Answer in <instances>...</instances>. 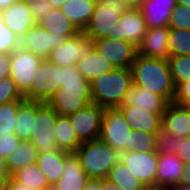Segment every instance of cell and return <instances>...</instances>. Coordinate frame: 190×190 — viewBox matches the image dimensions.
<instances>
[{
  "label": "cell",
  "mask_w": 190,
  "mask_h": 190,
  "mask_svg": "<svg viewBox=\"0 0 190 190\" xmlns=\"http://www.w3.org/2000/svg\"><path fill=\"white\" fill-rule=\"evenodd\" d=\"M60 88L47 102L58 115H68L93 103L90 82L77 65L59 67Z\"/></svg>",
  "instance_id": "6da1fadb"
},
{
  "label": "cell",
  "mask_w": 190,
  "mask_h": 190,
  "mask_svg": "<svg viewBox=\"0 0 190 190\" xmlns=\"http://www.w3.org/2000/svg\"><path fill=\"white\" fill-rule=\"evenodd\" d=\"M131 72L135 86L163 97L168 103L174 101L176 86L168 59L149 58L137 54Z\"/></svg>",
  "instance_id": "7a4b0ae2"
},
{
  "label": "cell",
  "mask_w": 190,
  "mask_h": 190,
  "mask_svg": "<svg viewBox=\"0 0 190 190\" xmlns=\"http://www.w3.org/2000/svg\"><path fill=\"white\" fill-rule=\"evenodd\" d=\"M133 84L131 69L114 68L90 82L93 103L107 108H118Z\"/></svg>",
  "instance_id": "3957f363"
},
{
  "label": "cell",
  "mask_w": 190,
  "mask_h": 190,
  "mask_svg": "<svg viewBox=\"0 0 190 190\" xmlns=\"http://www.w3.org/2000/svg\"><path fill=\"white\" fill-rule=\"evenodd\" d=\"M75 153L91 179L107 178L110 169L120 160V153L100 139L81 143Z\"/></svg>",
  "instance_id": "277c9868"
},
{
  "label": "cell",
  "mask_w": 190,
  "mask_h": 190,
  "mask_svg": "<svg viewBox=\"0 0 190 190\" xmlns=\"http://www.w3.org/2000/svg\"><path fill=\"white\" fill-rule=\"evenodd\" d=\"M131 6L124 0H97L93 14L82 33L90 40L114 39V28L121 15Z\"/></svg>",
  "instance_id": "5b68a950"
},
{
  "label": "cell",
  "mask_w": 190,
  "mask_h": 190,
  "mask_svg": "<svg viewBox=\"0 0 190 190\" xmlns=\"http://www.w3.org/2000/svg\"><path fill=\"white\" fill-rule=\"evenodd\" d=\"M58 113L46 102L36 101L32 134L29 141L38 154L58 150L54 134V124Z\"/></svg>",
  "instance_id": "8992f818"
},
{
  "label": "cell",
  "mask_w": 190,
  "mask_h": 190,
  "mask_svg": "<svg viewBox=\"0 0 190 190\" xmlns=\"http://www.w3.org/2000/svg\"><path fill=\"white\" fill-rule=\"evenodd\" d=\"M132 127L118 108H107L103 114L99 139L119 153L130 152Z\"/></svg>",
  "instance_id": "52a82bcc"
},
{
  "label": "cell",
  "mask_w": 190,
  "mask_h": 190,
  "mask_svg": "<svg viewBox=\"0 0 190 190\" xmlns=\"http://www.w3.org/2000/svg\"><path fill=\"white\" fill-rule=\"evenodd\" d=\"M42 59L21 46L10 54V78L22 96L31 89Z\"/></svg>",
  "instance_id": "ba28073f"
},
{
  "label": "cell",
  "mask_w": 190,
  "mask_h": 190,
  "mask_svg": "<svg viewBox=\"0 0 190 190\" xmlns=\"http://www.w3.org/2000/svg\"><path fill=\"white\" fill-rule=\"evenodd\" d=\"M104 112L105 108L90 103L67 115L80 144L99 139Z\"/></svg>",
  "instance_id": "9c48e42d"
},
{
  "label": "cell",
  "mask_w": 190,
  "mask_h": 190,
  "mask_svg": "<svg viewBox=\"0 0 190 190\" xmlns=\"http://www.w3.org/2000/svg\"><path fill=\"white\" fill-rule=\"evenodd\" d=\"M31 89L23 96L25 100L48 102L60 88L59 67L49 59H42Z\"/></svg>",
  "instance_id": "30bf717a"
},
{
  "label": "cell",
  "mask_w": 190,
  "mask_h": 190,
  "mask_svg": "<svg viewBox=\"0 0 190 190\" xmlns=\"http://www.w3.org/2000/svg\"><path fill=\"white\" fill-rule=\"evenodd\" d=\"M92 43L99 56L111 63L114 68L131 69L137 56V47L134 44L108 37L92 40Z\"/></svg>",
  "instance_id": "8fae6325"
},
{
  "label": "cell",
  "mask_w": 190,
  "mask_h": 190,
  "mask_svg": "<svg viewBox=\"0 0 190 190\" xmlns=\"http://www.w3.org/2000/svg\"><path fill=\"white\" fill-rule=\"evenodd\" d=\"M93 49L92 40L82 32L68 38L64 44L53 49L47 59L58 67L77 65Z\"/></svg>",
  "instance_id": "7c38bea8"
},
{
  "label": "cell",
  "mask_w": 190,
  "mask_h": 190,
  "mask_svg": "<svg viewBox=\"0 0 190 190\" xmlns=\"http://www.w3.org/2000/svg\"><path fill=\"white\" fill-rule=\"evenodd\" d=\"M147 29L141 9L131 6L116 22L114 39L131 42L137 47L146 34Z\"/></svg>",
  "instance_id": "4fadbf2b"
},
{
  "label": "cell",
  "mask_w": 190,
  "mask_h": 190,
  "mask_svg": "<svg viewBox=\"0 0 190 190\" xmlns=\"http://www.w3.org/2000/svg\"><path fill=\"white\" fill-rule=\"evenodd\" d=\"M120 160L143 184L155 183L157 152H123L120 153Z\"/></svg>",
  "instance_id": "5bb4252c"
},
{
  "label": "cell",
  "mask_w": 190,
  "mask_h": 190,
  "mask_svg": "<svg viewBox=\"0 0 190 190\" xmlns=\"http://www.w3.org/2000/svg\"><path fill=\"white\" fill-rule=\"evenodd\" d=\"M73 36H52L38 24L34 25L20 40V46L45 59L51 51Z\"/></svg>",
  "instance_id": "9a60e30c"
},
{
  "label": "cell",
  "mask_w": 190,
  "mask_h": 190,
  "mask_svg": "<svg viewBox=\"0 0 190 190\" xmlns=\"http://www.w3.org/2000/svg\"><path fill=\"white\" fill-rule=\"evenodd\" d=\"M4 24L21 40L36 21L27 0H19L1 11Z\"/></svg>",
  "instance_id": "2e32d148"
},
{
  "label": "cell",
  "mask_w": 190,
  "mask_h": 190,
  "mask_svg": "<svg viewBox=\"0 0 190 190\" xmlns=\"http://www.w3.org/2000/svg\"><path fill=\"white\" fill-rule=\"evenodd\" d=\"M137 54L158 59L169 57V27L148 28L137 46Z\"/></svg>",
  "instance_id": "e0dca14e"
},
{
  "label": "cell",
  "mask_w": 190,
  "mask_h": 190,
  "mask_svg": "<svg viewBox=\"0 0 190 190\" xmlns=\"http://www.w3.org/2000/svg\"><path fill=\"white\" fill-rule=\"evenodd\" d=\"M62 172L60 180L52 186L55 190H83L91 179L81 167L76 153L65 156Z\"/></svg>",
  "instance_id": "ac0fdd59"
},
{
  "label": "cell",
  "mask_w": 190,
  "mask_h": 190,
  "mask_svg": "<svg viewBox=\"0 0 190 190\" xmlns=\"http://www.w3.org/2000/svg\"><path fill=\"white\" fill-rule=\"evenodd\" d=\"M118 109L132 129L146 133H158L162 127L163 113H152L150 109H142L139 106H120Z\"/></svg>",
  "instance_id": "d6986e66"
},
{
  "label": "cell",
  "mask_w": 190,
  "mask_h": 190,
  "mask_svg": "<svg viewBox=\"0 0 190 190\" xmlns=\"http://www.w3.org/2000/svg\"><path fill=\"white\" fill-rule=\"evenodd\" d=\"M176 0H143L138 6L147 28L168 27L171 13L176 8Z\"/></svg>",
  "instance_id": "ffe728a7"
},
{
  "label": "cell",
  "mask_w": 190,
  "mask_h": 190,
  "mask_svg": "<svg viewBox=\"0 0 190 190\" xmlns=\"http://www.w3.org/2000/svg\"><path fill=\"white\" fill-rule=\"evenodd\" d=\"M186 164L177 154H158L155 183L168 189L176 186Z\"/></svg>",
  "instance_id": "44dd1931"
},
{
  "label": "cell",
  "mask_w": 190,
  "mask_h": 190,
  "mask_svg": "<svg viewBox=\"0 0 190 190\" xmlns=\"http://www.w3.org/2000/svg\"><path fill=\"white\" fill-rule=\"evenodd\" d=\"M162 127L176 136H190V109L174 102L168 103L162 115Z\"/></svg>",
  "instance_id": "7402d4cb"
},
{
  "label": "cell",
  "mask_w": 190,
  "mask_h": 190,
  "mask_svg": "<svg viewBox=\"0 0 190 190\" xmlns=\"http://www.w3.org/2000/svg\"><path fill=\"white\" fill-rule=\"evenodd\" d=\"M167 104L163 97L132 84L121 106H139L142 109H150L152 113H164Z\"/></svg>",
  "instance_id": "603a6c76"
},
{
  "label": "cell",
  "mask_w": 190,
  "mask_h": 190,
  "mask_svg": "<svg viewBox=\"0 0 190 190\" xmlns=\"http://www.w3.org/2000/svg\"><path fill=\"white\" fill-rule=\"evenodd\" d=\"M67 152L54 150L38 154L36 165L40 171L45 175L49 185L52 187L61 178L63 174L64 161Z\"/></svg>",
  "instance_id": "cb8c5ba5"
},
{
  "label": "cell",
  "mask_w": 190,
  "mask_h": 190,
  "mask_svg": "<svg viewBox=\"0 0 190 190\" xmlns=\"http://www.w3.org/2000/svg\"><path fill=\"white\" fill-rule=\"evenodd\" d=\"M96 2L97 0H68L61 11L82 32L91 19Z\"/></svg>",
  "instance_id": "d4e9b609"
},
{
  "label": "cell",
  "mask_w": 190,
  "mask_h": 190,
  "mask_svg": "<svg viewBox=\"0 0 190 190\" xmlns=\"http://www.w3.org/2000/svg\"><path fill=\"white\" fill-rule=\"evenodd\" d=\"M54 134L58 150L75 153L81 145L67 115H58L54 124Z\"/></svg>",
  "instance_id": "484cf974"
},
{
  "label": "cell",
  "mask_w": 190,
  "mask_h": 190,
  "mask_svg": "<svg viewBox=\"0 0 190 190\" xmlns=\"http://www.w3.org/2000/svg\"><path fill=\"white\" fill-rule=\"evenodd\" d=\"M38 152L30 141H20L16 150L5 160L7 173L12 176L25 166L36 164Z\"/></svg>",
  "instance_id": "4316f807"
},
{
  "label": "cell",
  "mask_w": 190,
  "mask_h": 190,
  "mask_svg": "<svg viewBox=\"0 0 190 190\" xmlns=\"http://www.w3.org/2000/svg\"><path fill=\"white\" fill-rule=\"evenodd\" d=\"M37 24L47 32H50L52 36H75L80 32L66 15L62 13L61 9H53Z\"/></svg>",
  "instance_id": "83f0119b"
},
{
  "label": "cell",
  "mask_w": 190,
  "mask_h": 190,
  "mask_svg": "<svg viewBox=\"0 0 190 190\" xmlns=\"http://www.w3.org/2000/svg\"><path fill=\"white\" fill-rule=\"evenodd\" d=\"M77 68L82 73L85 80L89 82L114 69L112 64L99 56L94 49H92L82 60L78 61Z\"/></svg>",
  "instance_id": "f1b7e54d"
},
{
  "label": "cell",
  "mask_w": 190,
  "mask_h": 190,
  "mask_svg": "<svg viewBox=\"0 0 190 190\" xmlns=\"http://www.w3.org/2000/svg\"><path fill=\"white\" fill-rule=\"evenodd\" d=\"M36 101L24 100L18 108L14 133L21 141H29L32 134Z\"/></svg>",
  "instance_id": "f546056e"
},
{
  "label": "cell",
  "mask_w": 190,
  "mask_h": 190,
  "mask_svg": "<svg viewBox=\"0 0 190 190\" xmlns=\"http://www.w3.org/2000/svg\"><path fill=\"white\" fill-rule=\"evenodd\" d=\"M106 179L122 190H139L143 186V183L130 172L121 160L110 169Z\"/></svg>",
  "instance_id": "4dcf8cb0"
},
{
  "label": "cell",
  "mask_w": 190,
  "mask_h": 190,
  "mask_svg": "<svg viewBox=\"0 0 190 190\" xmlns=\"http://www.w3.org/2000/svg\"><path fill=\"white\" fill-rule=\"evenodd\" d=\"M12 177L20 183L27 184L36 190H46L51 187L36 164L25 166L16 171Z\"/></svg>",
  "instance_id": "1f68e13d"
},
{
  "label": "cell",
  "mask_w": 190,
  "mask_h": 190,
  "mask_svg": "<svg viewBox=\"0 0 190 190\" xmlns=\"http://www.w3.org/2000/svg\"><path fill=\"white\" fill-rule=\"evenodd\" d=\"M168 62L176 88L190 81V55H174L168 57Z\"/></svg>",
  "instance_id": "d6a6232c"
},
{
  "label": "cell",
  "mask_w": 190,
  "mask_h": 190,
  "mask_svg": "<svg viewBox=\"0 0 190 190\" xmlns=\"http://www.w3.org/2000/svg\"><path fill=\"white\" fill-rule=\"evenodd\" d=\"M190 55V30L169 28V56Z\"/></svg>",
  "instance_id": "836d02e7"
},
{
  "label": "cell",
  "mask_w": 190,
  "mask_h": 190,
  "mask_svg": "<svg viewBox=\"0 0 190 190\" xmlns=\"http://www.w3.org/2000/svg\"><path fill=\"white\" fill-rule=\"evenodd\" d=\"M23 101H12L0 105V134L14 133L19 105Z\"/></svg>",
  "instance_id": "e575fe53"
},
{
  "label": "cell",
  "mask_w": 190,
  "mask_h": 190,
  "mask_svg": "<svg viewBox=\"0 0 190 190\" xmlns=\"http://www.w3.org/2000/svg\"><path fill=\"white\" fill-rule=\"evenodd\" d=\"M157 133L131 130V151L156 152Z\"/></svg>",
  "instance_id": "d590c367"
},
{
  "label": "cell",
  "mask_w": 190,
  "mask_h": 190,
  "mask_svg": "<svg viewBox=\"0 0 190 190\" xmlns=\"http://www.w3.org/2000/svg\"><path fill=\"white\" fill-rule=\"evenodd\" d=\"M183 137L173 135L165 128L161 127L157 133L156 152L158 154H176L179 142Z\"/></svg>",
  "instance_id": "8d00e7d4"
},
{
  "label": "cell",
  "mask_w": 190,
  "mask_h": 190,
  "mask_svg": "<svg viewBox=\"0 0 190 190\" xmlns=\"http://www.w3.org/2000/svg\"><path fill=\"white\" fill-rule=\"evenodd\" d=\"M24 97L18 91L10 77L0 79V105L12 101H24Z\"/></svg>",
  "instance_id": "74e56055"
},
{
  "label": "cell",
  "mask_w": 190,
  "mask_h": 190,
  "mask_svg": "<svg viewBox=\"0 0 190 190\" xmlns=\"http://www.w3.org/2000/svg\"><path fill=\"white\" fill-rule=\"evenodd\" d=\"M168 27L190 30V7L188 8L184 5H177L171 13Z\"/></svg>",
  "instance_id": "f35d334b"
},
{
  "label": "cell",
  "mask_w": 190,
  "mask_h": 190,
  "mask_svg": "<svg viewBox=\"0 0 190 190\" xmlns=\"http://www.w3.org/2000/svg\"><path fill=\"white\" fill-rule=\"evenodd\" d=\"M20 47V39L3 23L0 24V53L11 54Z\"/></svg>",
  "instance_id": "ab89813d"
},
{
  "label": "cell",
  "mask_w": 190,
  "mask_h": 190,
  "mask_svg": "<svg viewBox=\"0 0 190 190\" xmlns=\"http://www.w3.org/2000/svg\"><path fill=\"white\" fill-rule=\"evenodd\" d=\"M20 141L15 133L0 134V159L5 161L16 150Z\"/></svg>",
  "instance_id": "60d3db41"
},
{
  "label": "cell",
  "mask_w": 190,
  "mask_h": 190,
  "mask_svg": "<svg viewBox=\"0 0 190 190\" xmlns=\"http://www.w3.org/2000/svg\"><path fill=\"white\" fill-rule=\"evenodd\" d=\"M27 3L36 23L43 20L53 10V6L47 0H27Z\"/></svg>",
  "instance_id": "b9f144b4"
},
{
  "label": "cell",
  "mask_w": 190,
  "mask_h": 190,
  "mask_svg": "<svg viewBox=\"0 0 190 190\" xmlns=\"http://www.w3.org/2000/svg\"><path fill=\"white\" fill-rule=\"evenodd\" d=\"M174 103L190 109V81L181 83L176 88Z\"/></svg>",
  "instance_id": "7bdbcfd3"
},
{
  "label": "cell",
  "mask_w": 190,
  "mask_h": 190,
  "mask_svg": "<svg viewBox=\"0 0 190 190\" xmlns=\"http://www.w3.org/2000/svg\"><path fill=\"white\" fill-rule=\"evenodd\" d=\"M183 162L187 165L190 164V136L184 137L178 145V151L176 153Z\"/></svg>",
  "instance_id": "ee69618b"
},
{
  "label": "cell",
  "mask_w": 190,
  "mask_h": 190,
  "mask_svg": "<svg viewBox=\"0 0 190 190\" xmlns=\"http://www.w3.org/2000/svg\"><path fill=\"white\" fill-rule=\"evenodd\" d=\"M10 77V54L0 53V79Z\"/></svg>",
  "instance_id": "f6af8a7d"
},
{
  "label": "cell",
  "mask_w": 190,
  "mask_h": 190,
  "mask_svg": "<svg viewBox=\"0 0 190 190\" xmlns=\"http://www.w3.org/2000/svg\"><path fill=\"white\" fill-rule=\"evenodd\" d=\"M7 190H36L33 187H30L27 184L20 183L16 181L12 176L8 182Z\"/></svg>",
  "instance_id": "bcb514c9"
},
{
  "label": "cell",
  "mask_w": 190,
  "mask_h": 190,
  "mask_svg": "<svg viewBox=\"0 0 190 190\" xmlns=\"http://www.w3.org/2000/svg\"><path fill=\"white\" fill-rule=\"evenodd\" d=\"M176 186H190V164H187Z\"/></svg>",
  "instance_id": "7dc6e473"
},
{
  "label": "cell",
  "mask_w": 190,
  "mask_h": 190,
  "mask_svg": "<svg viewBox=\"0 0 190 190\" xmlns=\"http://www.w3.org/2000/svg\"><path fill=\"white\" fill-rule=\"evenodd\" d=\"M83 190H102V179H90Z\"/></svg>",
  "instance_id": "c3c4849f"
},
{
  "label": "cell",
  "mask_w": 190,
  "mask_h": 190,
  "mask_svg": "<svg viewBox=\"0 0 190 190\" xmlns=\"http://www.w3.org/2000/svg\"><path fill=\"white\" fill-rule=\"evenodd\" d=\"M139 190H170L165 186H161L157 183L143 184Z\"/></svg>",
  "instance_id": "681fc988"
},
{
  "label": "cell",
  "mask_w": 190,
  "mask_h": 190,
  "mask_svg": "<svg viewBox=\"0 0 190 190\" xmlns=\"http://www.w3.org/2000/svg\"><path fill=\"white\" fill-rule=\"evenodd\" d=\"M102 190H122L120 187L110 182L108 179H102Z\"/></svg>",
  "instance_id": "f907efd6"
},
{
  "label": "cell",
  "mask_w": 190,
  "mask_h": 190,
  "mask_svg": "<svg viewBox=\"0 0 190 190\" xmlns=\"http://www.w3.org/2000/svg\"><path fill=\"white\" fill-rule=\"evenodd\" d=\"M10 178V175H0V190H7V185Z\"/></svg>",
  "instance_id": "816d5d0a"
},
{
  "label": "cell",
  "mask_w": 190,
  "mask_h": 190,
  "mask_svg": "<svg viewBox=\"0 0 190 190\" xmlns=\"http://www.w3.org/2000/svg\"><path fill=\"white\" fill-rule=\"evenodd\" d=\"M49 4L53 6V9H61L62 6L68 1V0H47Z\"/></svg>",
  "instance_id": "f5cc1de1"
},
{
  "label": "cell",
  "mask_w": 190,
  "mask_h": 190,
  "mask_svg": "<svg viewBox=\"0 0 190 190\" xmlns=\"http://www.w3.org/2000/svg\"><path fill=\"white\" fill-rule=\"evenodd\" d=\"M19 0H0V11L6 9L11 6L13 3H16Z\"/></svg>",
  "instance_id": "db71d44e"
},
{
  "label": "cell",
  "mask_w": 190,
  "mask_h": 190,
  "mask_svg": "<svg viewBox=\"0 0 190 190\" xmlns=\"http://www.w3.org/2000/svg\"><path fill=\"white\" fill-rule=\"evenodd\" d=\"M0 175H9L6 170L5 161L0 159Z\"/></svg>",
  "instance_id": "11a10c76"
},
{
  "label": "cell",
  "mask_w": 190,
  "mask_h": 190,
  "mask_svg": "<svg viewBox=\"0 0 190 190\" xmlns=\"http://www.w3.org/2000/svg\"><path fill=\"white\" fill-rule=\"evenodd\" d=\"M126 1L130 6L138 7L143 0H124Z\"/></svg>",
  "instance_id": "9f6ffc18"
},
{
  "label": "cell",
  "mask_w": 190,
  "mask_h": 190,
  "mask_svg": "<svg viewBox=\"0 0 190 190\" xmlns=\"http://www.w3.org/2000/svg\"><path fill=\"white\" fill-rule=\"evenodd\" d=\"M177 5H184L185 7H190V0H176Z\"/></svg>",
  "instance_id": "6f0895ef"
},
{
  "label": "cell",
  "mask_w": 190,
  "mask_h": 190,
  "mask_svg": "<svg viewBox=\"0 0 190 190\" xmlns=\"http://www.w3.org/2000/svg\"><path fill=\"white\" fill-rule=\"evenodd\" d=\"M170 190H190V186H174Z\"/></svg>",
  "instance_id": "680465c9"
},
{
  "label": "cell",
  "mask_w": 190,
  "mask_h": 190,
  "mask_svg": "<svg viewBox=\"0 0 190 190\" xmlns=\"http://www.w3.org/2000/svg\"><path fill=\"white\" fill-rule=\"evenodd\" d=\"M3 20H4V19H3V15H2V13H1V11H0V24H3V23H4Z\"/></svg>",
  "instance_id": "91938a15"
},
{
  "label": "cell",
  "mask_w": 190,
  "mask_h": 190,
  "mask_svg": "<svg viewBox=\"0 0 190 190\" xmlns=\"http://www.w3.org/2000/svg\"><path fill=\"white\" fill-rule=\"evenodd\" d=\"M46 190H55L53 187H49L48 189H46Z\"/></svg>",
  "instance_id": "94428289"
}]
</instances>
